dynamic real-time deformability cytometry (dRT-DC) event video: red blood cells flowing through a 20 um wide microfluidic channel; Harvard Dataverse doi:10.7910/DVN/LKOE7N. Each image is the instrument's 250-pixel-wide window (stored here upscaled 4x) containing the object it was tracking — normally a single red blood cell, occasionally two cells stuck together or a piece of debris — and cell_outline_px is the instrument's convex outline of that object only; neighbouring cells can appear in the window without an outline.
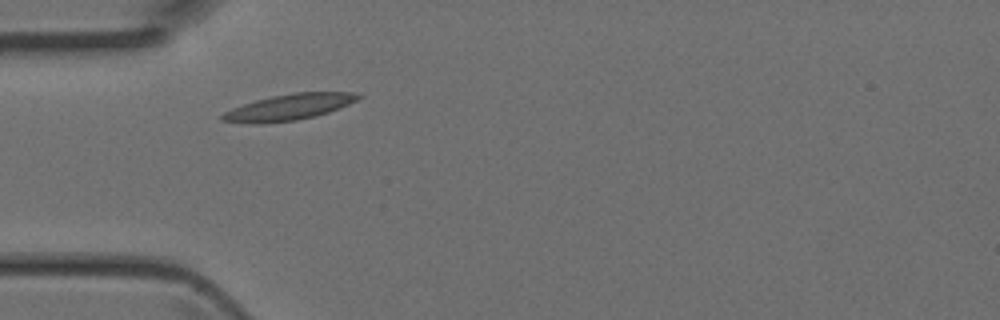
{"species": "Egyptian fruit bat (a non-hibernating species)", "species_latin": "Rousettus aegyptiacus", "temperature_condition": "room temperature", "stored_images_in_passage": 2, "camera_frame_rate_fps": 3000, "um_per_image_px": 0.085, "animal": {"sex": "female"}, "frame": {"image": 1, "passage_image": 1, "time_ms": 0.0, "image_size_px": [1000, 320], "cell_outline_px": [[364, 96], [348, 104], [328, 112], [296, 120], [256, 124], [252, 124], [220, 120], [220, 116], [224, 112], [232, 108], [256, 100], [272, 96], [296, 92], [352, 92]], "centroid_in_image_um": [24.53, 9.1], "position_along_channel_um": 60.5, "area_um2": 20.35}}
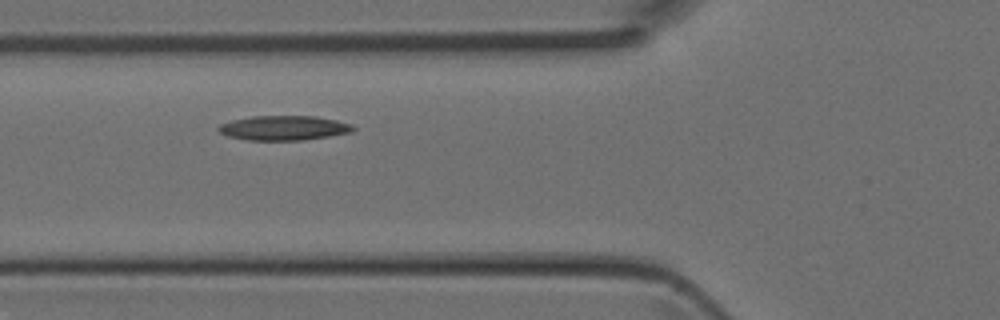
{"frame": {"image": 2, "passage_image": 2, "time_ms": 0.333, "image_size_px": [1000, 320], "cell_outline_px": [[356, 128], [352, 132], [304, 140], [248, 140], [228, 136], [220, 132], [216, 128], [220, 124], [232, 120], [252, 116], [316, 116], [336, 120], [352, 124]], "centroid_in_image_um": [24.13, 10.87], "position_along_channel_um": 101.7, "area_um2": 19.31}}